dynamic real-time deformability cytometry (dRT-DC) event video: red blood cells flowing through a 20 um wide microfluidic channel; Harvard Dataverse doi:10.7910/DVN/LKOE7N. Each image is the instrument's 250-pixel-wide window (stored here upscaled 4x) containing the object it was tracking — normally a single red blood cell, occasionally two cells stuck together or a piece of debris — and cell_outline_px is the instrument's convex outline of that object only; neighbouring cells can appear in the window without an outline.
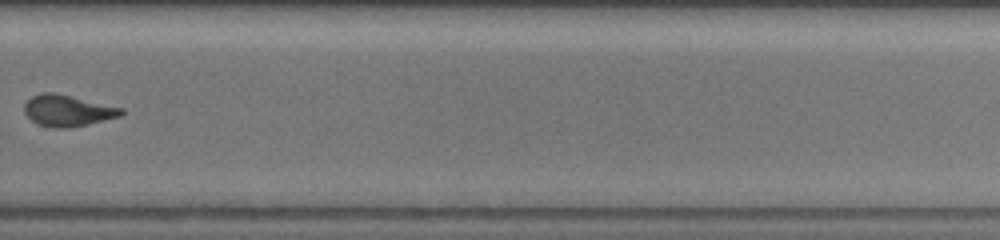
{"species": "common noctule bat (a hibernating species)", "species_latin": "Nyctalus noctula", "temperature_condition": "warm", "stored_images_in_passage": 47, "segment_of_instrument_passage": [2, 2], "camera_frame_rate_fps": 3000, "um_per_image_px": 0.085, "animal": {"sex": "female", "body_mass_g": 19.5, "forearm_length_mm": 54.1}, "frame": {"image": 1, "passage_image": 35, "time_ms": 13.0, "image_size_px": [1000, 240], "cell_outline_px": [[124, 112], [120, 116], [72, 128], [56, 128], [36, 124], [24, 112], [24, 104], [32, 96], [40, 92], [56, 92], [124, 108]], "centroid_in_image_um": [5.74, 9.39], "position_along_channel_um": 324.1, "area_um2": 17.86}}
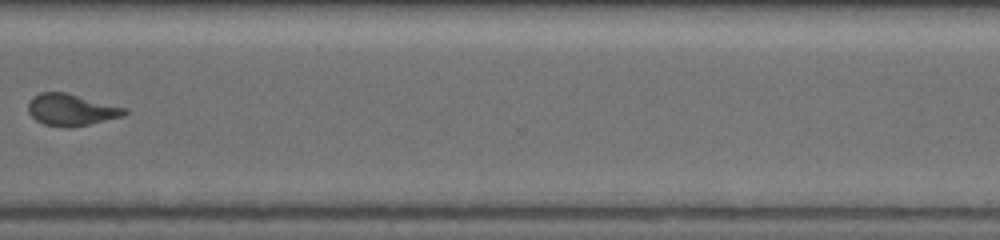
{"frame": {"image": 2, "passage_image": 38, "time_ms": 14.0, "image_size_px": [1000, 240], "cell_outline_px": [[128, 112], [124, 116], [88, 124], [44, 124], [36, 120], [28, 112], [28, 104], [32, 96], [40, 92], [64, 92], [128, 108]], "centroid_in_image_um": [6.07, 9.28], "position_along_channel_um": 364.5, "area_um2": 17.17}}